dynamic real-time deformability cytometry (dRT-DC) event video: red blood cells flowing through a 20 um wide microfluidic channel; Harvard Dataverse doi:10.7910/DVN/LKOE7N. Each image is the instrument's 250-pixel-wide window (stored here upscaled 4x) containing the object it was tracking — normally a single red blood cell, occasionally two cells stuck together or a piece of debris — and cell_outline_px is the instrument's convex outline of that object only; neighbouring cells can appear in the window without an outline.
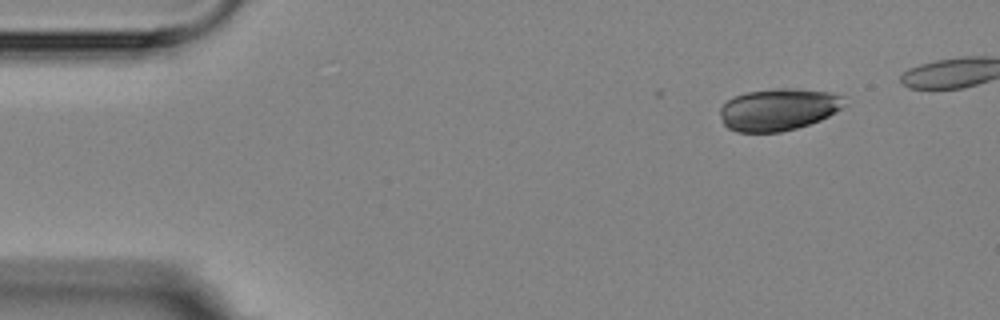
{"species": "Egyptian fruit bat (a non-hibernating species)", "species_latin": "Rousettus aegyptiacus", "temperature_condition": "room temperature", "stored_images_in_passage": 4, "camera_frame_rate_fps": 3000, "um_per_image_px": 0.085, "animal": {"sex": "female"}, "frame": {"image": 1, "passage_image": 1, "time_ms": 0.0, "image_size_px": [1000, 320], "cell_outline_px": [[844, 104], [836, 112], [820, 120], [796, 128], [780, 132], [736, 132], [728, 128], [724, 124], [720, 116], [720, 108], [732, 96], [744, 92], [772, 88], [796, 88], [832, 92], [844, 96]], "centroid_in_image_um": [66.15, 9.29], "position_along_channel_um": 18.9, "area_um2": 30.75}}
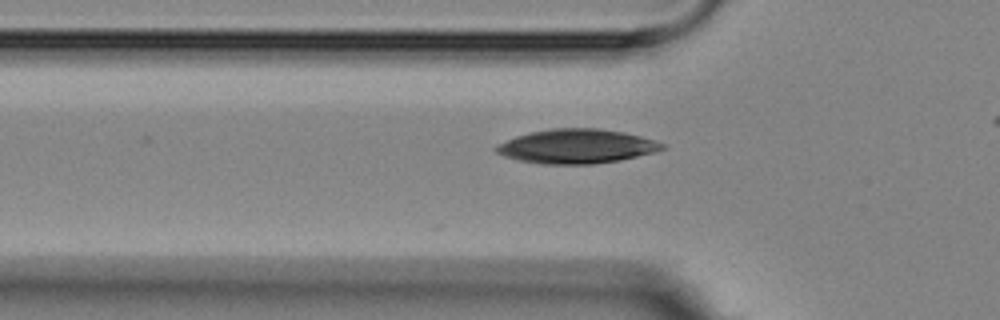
{"frame": {"image": 2, "passage_image": 4, "time_ms": 4.0, "image_size_px": [1000, 320], "cell_outline_px": [[668, 148], [656, 152], [620, 160], [592, 164], [544, 164], [516, 160], [504, 156], [496, 152], [492, 148], [496, 144], [516, 136], [528, 132], [552, 128], [600, 128], [624, 132], [640, 136], [664, 144]], "centroid_in_image_um": [48.98, 12.43], "position_along_channel_um": 76.8, "area_um2": 33.41}}